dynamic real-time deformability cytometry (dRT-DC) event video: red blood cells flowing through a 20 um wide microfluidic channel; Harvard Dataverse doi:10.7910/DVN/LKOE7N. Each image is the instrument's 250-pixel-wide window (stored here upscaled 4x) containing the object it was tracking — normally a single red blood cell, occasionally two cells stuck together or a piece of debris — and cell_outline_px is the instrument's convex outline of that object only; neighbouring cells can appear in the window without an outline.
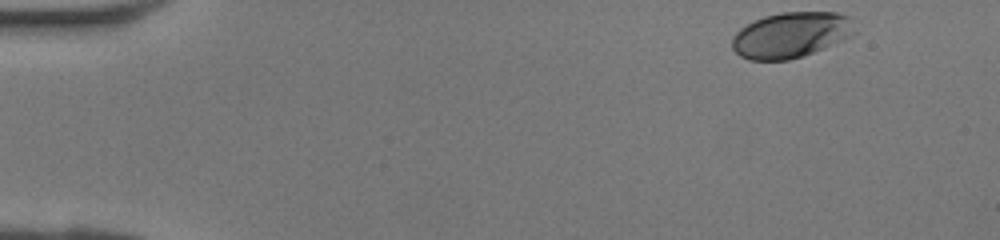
{"species": "human", "species_latin": "Homo sapiens", "temperature_condition": "room temperature", "stored_images_in_passage": 39, "camera_frame_rate_fps": 3000, "um_per_image_px": 0.085, "donor": {"sex": "female"}, "frame": {"image": 1, "passage_image": 1, "time_ms": 0.0, "image_size_px": [1000, 240], "cell_outline_px": [[856, 32], [852, 36], [804, 56], [788, 60], [748, 60], [740, 56], [732, 48], [732, 36], [740, 28], [764, 16], [780, 12], [836, 12], [848, 16]], "centroid_in_image_um": [67.22, 2.97], "position_along_channel_um": 17.8, "area_um2": 32.6}}
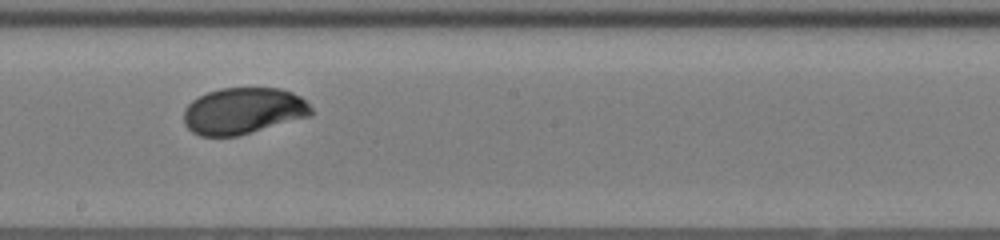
{"frame": {"image": 2, "passage_image": 21, "time_ms": 6.667, "image_size_px": [1000, 240], "cell_outline_px": [[312, 116], [236, 136], [200, 136], [192, 132], [184, 124], [184, 108], [192, 100], [208, 92], [220, 88], [280, 88], [292, 92], [300, 96], [312, 108]], "centroid_in_image_um": [20.67, 9.42], "position_along_channel_um": 227.5, "area_um2": 34.56}}
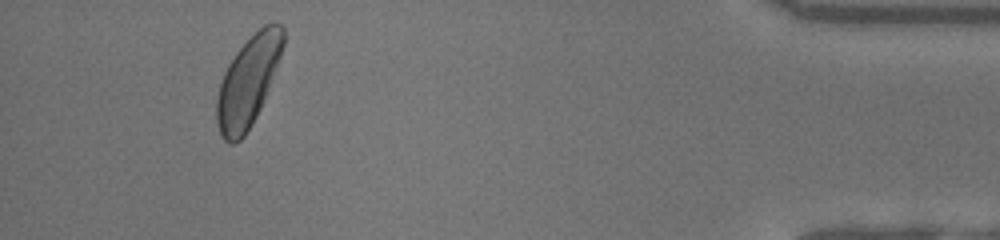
{"frame": {"image": 3, "passage_image": 36, "time_ms": 11.667, "image_size_px": [1000, 240], "cell_outline_px": [[284, 44], [280, 56], [264, 100], [252, 124], [244, 136], [240, 140], [232, 144], [228, 144], [220, 136], [216, 124], [216, 100], [220, 84], [224, 72], [228, 64], [236, 52], [264, 24], [280, 24], [284, 28]], "centroid_in_image_um": [21.06, 6.98], "position_along_channel_um": 414.1, "area_um2": 34.45}}